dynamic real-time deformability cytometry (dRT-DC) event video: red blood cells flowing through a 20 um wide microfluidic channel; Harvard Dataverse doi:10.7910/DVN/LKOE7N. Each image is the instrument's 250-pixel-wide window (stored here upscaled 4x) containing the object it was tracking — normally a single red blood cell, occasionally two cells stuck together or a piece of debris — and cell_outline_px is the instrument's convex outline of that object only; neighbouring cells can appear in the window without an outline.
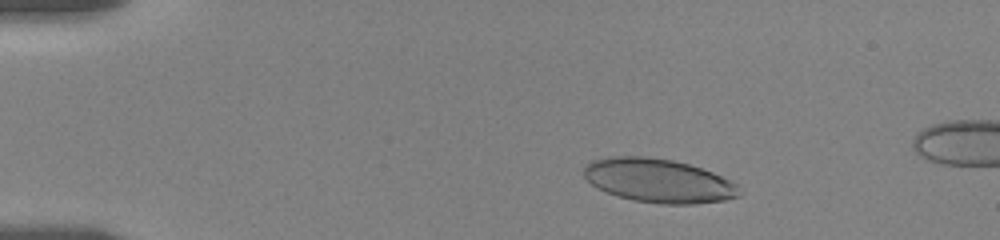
{"species": "human", "species_latin": "Homo sapiens", "temperature_condition": "room temperature", "stored_images_in_passage": 49, "camera_frame_rate_fps": 3000, "um_per_image_px": 0.085, "donor": {"sex": "female"}, "frame": {"image": 1, "passage_image": 9, "time_ms": 2.667, "image_size_px": [1000, 240], "cell_outline_px": [[740, 196], [724, 200], [696, 204], [660, 204], [632, 200], [616, 196], [596, 188], [584, 176], [584, 168], [592, 160], [608, 156], [644, 156], [672, 160], [688, 164], [712, 172], [736, 184], [740, 192]], "centroid_in_image_um": [55.94, 15.36], "position_along_channel_um": 29.1, "area_um2": 39.65}}
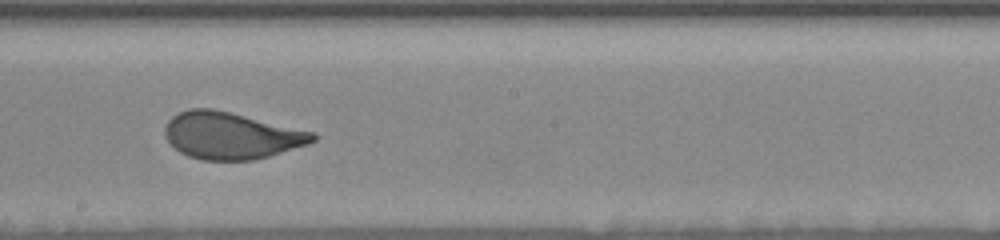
{"frame": {"image": 2, "passage_image": 32, "time_ms": 10.333, "image_size_px": [1000, 240], "cell_outline_px": [[316, 140], [308, 144], [256, 160], [200, 160], [188, 156], [180, 152], [164, 136], [164, 128], [168, 120], [172, 116], [188, 108], [212, 108], [316, 132]], "centroid_in_image_um": [19.64, 11.52], "position_along_channel_um": 228.6, "area_um2": 40.46}}
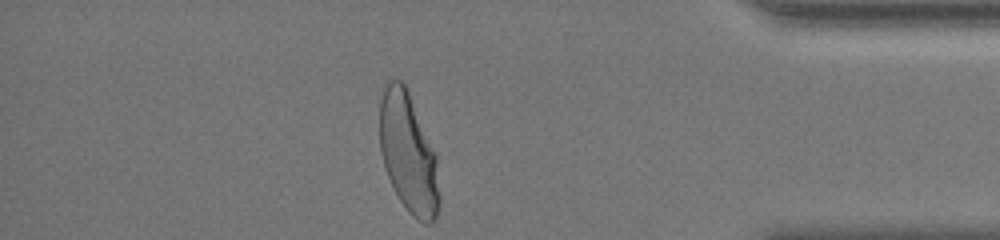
{"frame": {"image": 3, "passage_image": 49, "time_ms": 16.0, "image_size_px": [1000, 240], "cell_outline_px": [[440, 204], [436, 220], [432, 224], [424, 224], [412, 216], [408, 212], [400, 200], [384, 168], [380, 152], [380, 100], [384, 80], [388, 76], [396, 76], [404, 80], [408, 88], [436, 152], [440, 196]], "centroid_in_image_um": [34.71, 12.93], "position_along_channel_um": 400.5, "area_um2": 43.06}, "authors_computed_cell_mechanics": {"area_um2": 40.5178, "velocity_mm_per_s": 3.5273, "shape_relaxation_time_tau1_ms": 4.1272, "shape_relaxation_time_tau2_ms": null, "deformation_change_tau1": 0.1681, "deformation_change_tau2": null}}